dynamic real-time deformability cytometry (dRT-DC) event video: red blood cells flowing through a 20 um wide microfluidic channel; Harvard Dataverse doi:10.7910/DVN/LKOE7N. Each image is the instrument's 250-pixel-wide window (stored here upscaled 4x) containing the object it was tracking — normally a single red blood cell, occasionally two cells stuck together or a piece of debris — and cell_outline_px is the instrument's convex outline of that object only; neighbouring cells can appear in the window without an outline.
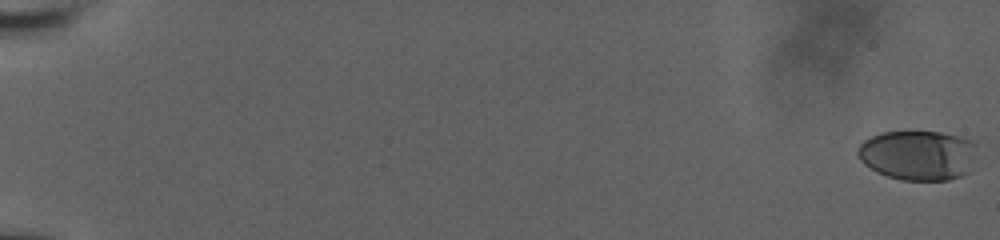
{"species": "human", "species_latin": "Homo sapiens", "temperature_condition": "room temperature", "stored_images_in_passage": 63, "camera_frame_rate_fps": 3000, "um_per_image_px": 0.085, "donor": {"sex": "male"}, "frame": {"image": 1, "passage_image": 1, "time_ms": 0.0, "image_size_px": [1000, 240], "cell_outline_px": [[976, 144], [968, 172], [960, 176], [948, 180], [904, 180], [888, 176], [876, 172], [864, 164], [860, 160], [856, 152], [860, 144], [864, 140], [880, 132], [940, 132], [972, 140]], "centroid_in_image_um": [77.98, 13.19], "position_along_channel_um": 7.0, "area_um2": 34.39}}
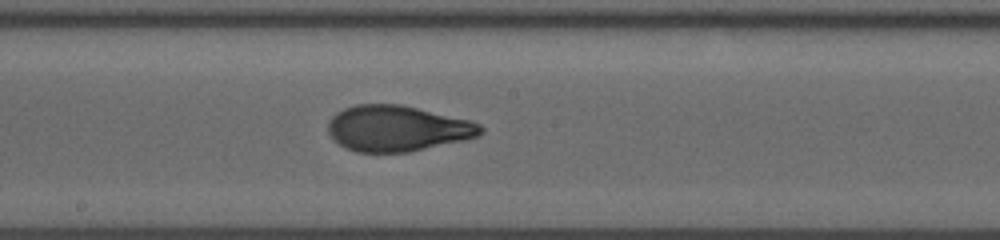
{"frame": {"image": 2, "passage_image": 34, "time_ms": 11.667, "image_size_px": [1000, 240], "cell_outline_px": [[484, 132], [476, 136], [464, 140], [408, 152], [356, 152], [344, 148], [332, 140], [328, 132], [328, 124], [332, 116], [336, 112], [344, 108], [356, 104], [400, 104], [468, 120], [480, 124], [484, 128]], "centroid_in_image_um": [33.72, 10.92], "position_along_channel_um": 214.5, "area_um2": 40.69}}
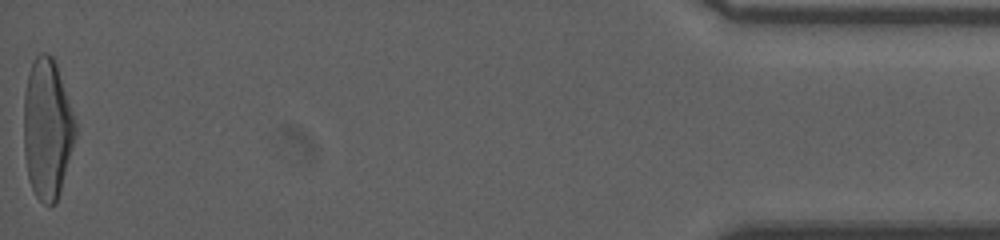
{"frame": {"image": 3, "passage_image": 63, "time_ms": 19.667, "image_size_px": [1000, 240], "cell_outline_px": [[76, 136], [60, 192], [56, 204], [44, 204], [36, 196], [32, 188], [28, 176], [24, 152], [24, 92], [28, 72], [32, 60], [40, 52], [44, 52], [52, 56], [56, 64], [76, 124]], "centroid_in_image_um": [4.0, 10.94], "position_along_channel_um": 431.2, "area_um2": 42.02}, "authors_computed_cell_mechanics": {"area_um2": 40.2866, "velocity_mm_per_s": 3.7842, "shape_relaxation_time_tau1_ms": 5.0836, "shape_relaxation_time_tau2_ms": 0.8692, "deformation_change_tau1": 0.2224, "deformation_change_tau2": 0.0725}}